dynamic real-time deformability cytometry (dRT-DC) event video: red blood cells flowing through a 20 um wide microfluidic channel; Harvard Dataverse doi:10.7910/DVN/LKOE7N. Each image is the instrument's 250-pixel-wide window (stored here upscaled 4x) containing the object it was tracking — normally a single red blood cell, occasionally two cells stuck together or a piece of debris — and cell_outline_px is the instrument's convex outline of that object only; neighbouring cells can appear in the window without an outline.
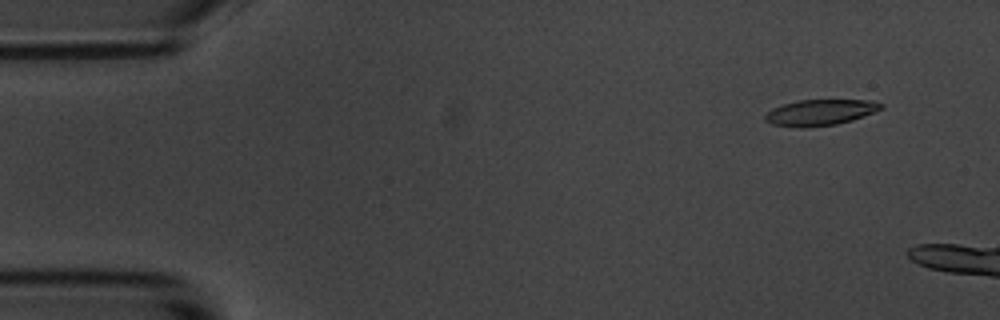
{"species": "common noctule bat (a hibernating species)", "species_latin": "Nyctalus noctula", "temperature_condition": "room temperature", "stored_images_in_passage": 3, "camera_frame_rate_fps": 3000, "um_per_image_px": 0.085, "animal": {"sex": "male", "body_mass_g": 20.1, "forearm_length_mm": 53.5}, "frame": {"image": 1, "passage_image": 1, "time_ms": 0.0, "image_size_px": [1000, 320], "cell_outline_px": [[884, 108], [852, 120], [836, 124], [800, 128], [772, 124], [764, 120], [764, 116], [772, 108], [784, 104], [800, 100], [872, 100], [884, 104]], "centroid_in_image_um": [69.72, 9.55], "position_along_channel_um": 15.3, "area_um2": 17.46}}